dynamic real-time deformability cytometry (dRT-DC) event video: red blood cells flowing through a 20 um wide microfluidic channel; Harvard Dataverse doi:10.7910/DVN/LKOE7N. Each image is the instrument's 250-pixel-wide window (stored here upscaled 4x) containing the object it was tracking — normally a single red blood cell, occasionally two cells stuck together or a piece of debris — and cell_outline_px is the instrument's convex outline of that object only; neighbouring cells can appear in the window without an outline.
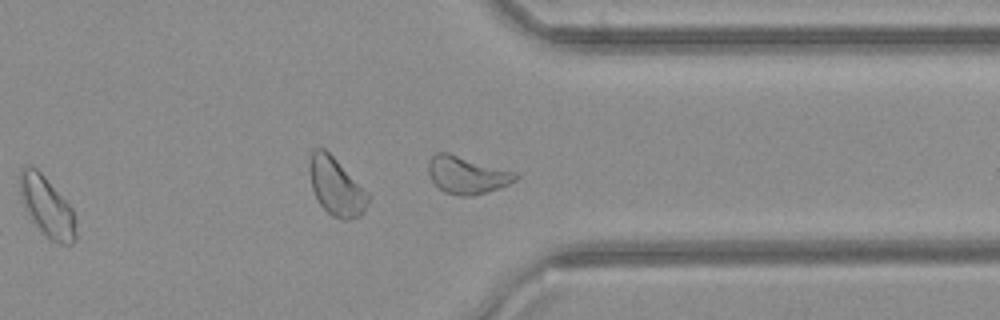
{"species": "common noctule bat (a hibernating species)", "species_latin": "Nyctalus noctula", "temperature_condition": "cold", "stored_images_in_passage": 39, "camera_frame_rate_fps": 3000, "um_per_image_px": 0.085, "animal": {"sex": "female", "body_mass_g": 21.9}, "frame": {"image": 1, "passage_image": 34, "time_ms": 11.0, "image_size_px": [1000, 320], "cell_outline_px": [[76, 240], [72, 244], [60, 244], [52, 240], [32, 220], [24, 208], [20, 200], [20, 168], [24, 164], [28, 164], [36, 168], [44, 176], [72, 208], [76, 228]], "centroid_in_image_um": [3.97, 17.53], "position_along_channel_um": 407.4, "area_um2": 19.42}}